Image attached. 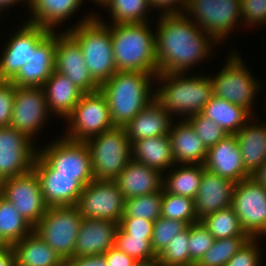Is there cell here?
Wrapping results in <instances>:
<instances>
[{
    "instance_id": "6f0895ef",
    "label": "cell",
    "mask_w": 266,
    "mask_h": 266,
    "mask_svg": "<svg viewBox=\"0 0 266 266\" xmlns=\"http://www.w3.org/2000/svg\"><path fill=\"white\" fill-rule=\"evenodd\" d=\"M9 245L3 240V238L0 236V250H3L7 248Z\"/></svg>"
},
{
    "instance_id": "83f0119b",
    "label": "cell",
    "mask_w": 266,
    "mask_h": 266,
    "mask_svg": "<svg viewBox=\"0 0 266 266\" xmlns=\"http://www.w3.org/2000/svg\"><path fill=\"white\" fill-rule=\"evenodd\" d=\"M257 119L259 118L255 116L251 117L249 120L250 122L248 121L235 134L240 147L243 165L250 175H252L266 159V123L259 124V120Z\"/></svg>"
},
{
    "instance_id": "7a4b0ae2",
    "label": "cell",
    "mask_w": 266,
    "mask_h": 266,
    "mask_svg": "<svg viewBox=\"0 0 266 266\" xmlns=\"http://www.w3.org/2000/svg\"><path fill=\"white\" fill-rule=\"evenodd\" d=\"M154 81L160 84L158 87L154 84L155 101L167 113L182 120L201 113L213 96L212 82L207 74L158 73Z\"/></svg>"
},
{
    "instance_id": "30bf717a",
    "label": "cell",
    "mask_w": 266,
    "mask_h": 266,
    "mask_svg": "<svg viewBox=\"0 0 266 266\" xmlns=\"http://www.w3.org/2000/svg\"><path fill=\"white\" fill-rule=\"evenodd\" d=\"M59 137L41 150L37 148V154L53 169V175L76 176L85 187L94 180L89 148L85 142Z\"/></svg>"
},
{
    "instance_id": "9c48e42d",
    "label": "cell",
    "mask_w": 266,
    "mask_h": 266,
    "mask_svg": "<svg viewBox=\"0 0 266 266\" xmlns=\"http://www.w3.org/2000/svg\"><path fill=\"white\" fill-rule=\"evenodd\" d=\"M83 217L76 206H53L33 227V231L63 260L73 257Z\"/></svg>"
},
{
    "instance_id": "ac0fdd59",
    "label": "cell",
    "mask_w": 266,
    "mask_h": 266,
    "mask_svg": "<svg viewBox=\"0 0 266 266\" xmlns=\"http://www.w3.org/2000/svg\"><path fill=\"white\" fill-rule=\"evenodd\" d=\"M60 32L56 33L54 71L67 76L83 93L99 91L100 85L86 67L80 46L66 31Z\"/></svg>"
},
{
    "instance_id": "f5cc1de1",
    "label": "cell",
    "mask_w": 266,
    "mask_h": 266,
    "mask_svg": "<svg viewBox=\"0 0 266 266\" xmlns=\"http://www.w3.org/2000/svg\"><path fill=\"white\" fill-rule=\"evenodd\" d=\"M0 266H16L15 253L12 246L0 250Z\"/></svg>"
},
{
    "instance_id": "d4e9b609",
    "label": "cell",
    "mask_w": 266,
    "mask_h": 266,
    "mask_svg": "<svg viewBox=\"0 0 266 266\" xmlns=\"http://www.w3.org/2000/svg\"><path fill=\"white\" fill-rule=\"evenodd\" d=\"M42 88L49 113L52 116L56 114L57 117L59 116L65 120L73 112L74 107L84 94L67 76L57 71H53Z\"/></svg>"
},
{
    "instance_id": "681fc988",
    "label": "cell",
    "mask_w": 266,
    "mask_h": 266,
    "mask_svg": "<svg viewBox=\"0 0 266 266\" xmlns=\"http://www.w3.org/2000/svg\"><path fill=\"white\" fill-rule=\"evenodd\" d=\"M150 8L158 10L160 15L182 14L186 8V0H148ZM155 8V9H154Z\"/></svg>"
},
{
    "instance_id": "603a6c76",
    "label": "cell",
    "mask_w": 266,
    "mask_h": 266,
    "mask_svg": "<svg viewBox=\"0 0 266 266\" xmlns=\"http://www.w3.org/2000/svg\"><path fill=\"white\" fill-rule=\"evenodd\" d=\"M235 184L205 169L195 198L197 219L231 206Z\"/></svg>"
},
{
    "instance_id": "e575fe53",
    "label": "cell",
    "mask_w": 266,
    "mask_h": 266,
    "mask_svg": "<svg viewBox=\"0 0 266 266\" xmlns=\"http://www.w3.org/2000/svg\"><path fill=\"white\" fill-rule=\"evenodd\" d=\"M108 8L112 21L111 24H130L150 22L148 0H108L103 6Z\"/></svg>"
},
{
    "instance_id": "b9f144b4",
    "label": "cell",
    "mask_w": 266,
    "mask_h": 266,
    "mask_svg": "<svg viewBox=\"0 0 266 266\" xmlns=\"http://www.w3.org/2000/svg\"><path fill=\"white\" fill-rule=\"evenodd\" d=\"M189 225L182 220H172L160 216L153 225L151 240L152 250L158 255L173 237L185 230Z\"/></svg>"
},
{
    "instance_id": "52a82bcc",
    "label": "cell",
    "mask_w": 266,
    "mask_h": 266,
    "mask_svg": "<svg viewBox=\"0 0 266 266\" xmlns=\"http://www.w3.org/2000/svg\"><path fill=\"white\" fill-rule=\"evenodd\" d=\"M236 51L230 52V56L221 70L211 76L213 95L223 98L233 104L247 109L253 116V102L257 98V92L261 90V83L251 75L249 68L245 66L244 60Z\"/></svg>"
},
{
    "instance_id": "277c9868",
    "label": "cell",
    "mask_w": 266,
    "mask_h": 266,
    "mask_svg": "<svg viewBox=\"0 0 266 266\" xmlns=\"http://www.w3.org/2000/svg\"><path fill=\"white\" fill-rule=\"evenodd\" d=\"M150 26L149 22L111 25L117 71L158 74L155 33Z\"/></svg>"
},
{
    "instance_id": "db71d44e",
    "label": "cell",
    "mask_w": 266,
    "mask_h": 266,
    "mask_svg": "<svg viewBox=\"0 0 266 266\" xmlns=\"http://www.w3.org/2000/svg\"><path fill=\"white\" fill-rule=\"evenodd\" d=\"M251 178L266 189V159L262 165L251 175Z\"/></svg>"
},
{
    "instance_id": "bcb514c9",
    "label": "cell",
    "mask_w": 266,
    "mask_h": 266,
    "mask_svg": "<svg viewBox=\"0 0 266 266\" xmlns=\"http://www.w3.org/2000/svg\"><path fill=\"white\" fill-rule=\"evenodd\" d=\"M259 238H250L225 266H261ZM258 243V244H257Z\"/></svg>"
},
{
    "instance_id": "816d5d0a",
    "label": "cell",
    "mask_w": 266,
    "mask_h": 266,
    "mask_svg": "<svg viewBox=\"0 0 266 266\" xmlns=\"http://www.w3.org/2000/svg\"><path fill=\"white\" fill-rule=\"evenodd\" d=\"M63 266H108L103 255L72 257L64 260Z\"/></svg>"
},
{
    "instance_id": "7dc6e473",
    "label": "cell",
    "mask_w": 266,
    "mask_h": 266,
    "mask_svg": "<svg viewBox=\"0 0 266 266\" xmlns=\"http://www.w3.org/2000/svg\"><path fill=\"white\" fill-rule=\"evenodd\" d=\"M16 86L10 80H0V128L9 127Z\"/></svg>"
},
{
    "instance_id": "484cf974",
    "label": "cell",
    "mask_w": 266,
    "mask_h": 266,
    "mask_svg": "<svg viewBox=\"0 0 266 266\" xmlns=\"http://www.w3.org/2000/svg\"><path fill=\"white\" fill-rule=\"evenodd\" d=\"M174 117L155 100L141 110L124 128L130 143L140 139L168 135Z\"/></svg>"
},
{
    "instance_id": "f6af8a7d",
    "label": "cell",
    "mask_w": 266,
    "mask_h": 266,
    "mask_svg": "<svg viewBox=\"0 0 266 266\" xmlns=\"http://www.w3.org/2000/svg\"><path fill=\"white\" fill-rule=\"evenodd\" d=\"M240 2L244 27L245 25L248 28L250 26L266 25V0H241Z\"/></svg>"
},
{
    "instance_id": "5bb4252c",
    "label": "cell",
    "mask_w": 266,
    "mask_h": 266,
    "mask_svg": "<svg viewBox=\"0 0 266 266\" xmlns=\"http://www.w3.org/2000/svg\"><path fill=\"white\" fill-rule=\"evenodd\" d=\"M0 195L11 202L19 214L33 227L49 208L33 170L1 181Z\"/></svg>"
},
{
    "instance_id": "cb8c5ba5",
    "label": "cell",
    "mask_w": 266,
    "mask_h": 266,
    "mask_svg": "<svg viewBox=\"0 0 266 266\" xmlns=\"http://www.w3.org/2000/svg\"><path fill=\"white\" fill-rule=\"evenodd\" d=\"M114 181L126 200L162 191L164 174L131 159Z\"/></svg>"
},
{
    "instance_id": "d590c367",
    "label": "cell",
    "mask_w": 266,
    "mask_h": 266,
    "mask_svg": "<svg viewBox=\"0 0 266 266\" xmlns=\"http://www.w3.org/2000/svg\"><path fill=\"white\" fill-rule=\"evenodd\" d=\"M215 239L248 236L231 206L204 216L199 220Z\"/></svg>"
},
{
    "instance_id": "ba28073f",
    "label": "cell",
    "mask_w": 266,
    "mask_h": 266,
    "mask_svg": "<svg viewBox=\"0 0 266 266\" xmlns=\"http://www.w3.org/2000/svg\"><path fill=\"white\" fill-rule=\"evenodd\" d=\"M240 1L186 0L184 14L222 44L231 31L235 30V26L242 22Z\"/></svg>"
},
{
    "instance_id": "d6a6232c",
    "label": "cell",
    "mask_w": 266,
    "mask_h": 266,
    "mask_svg": "<svg viewBox=\"0 0 266 266\" xmlns=\"http://www.w3.org/2000/svg\"><path fill=\"white\" fill-rule=\"evenodd\" d=\"M172 168L164 174L163 188L168 193L195 199L205 170L204 164H175Z\"/></svg>"
},
{
    "instance_id": "f546056e",
    "label": "cell",
    "mask_w": 266,
    "mask_h": 266,
    "mask_svg": "<svg viewBox=\"0 0 266 266\" xmlns=\"http://www.w3.org/2000/svg\"><path fill=\"white\" fill-rule=\"evenodd\" d=\"M84 3L82 0H29L28 10L31 12L26 22L56 31Z\"/></svg>"
},
{
    "instance_id": "2e32d148",
    "label": "cell",
    "mask_w": 266,
    "mask_h": 266,
    "mask_svg": "<svg viewBox=\"0 0 266 266\" xmlns=\"http://www.w3.org/2000/svg\"><path fill=\"white\" fill-rule=\"evenodd\" d=\"M35 147V142L16 129L0 128V182L30 172L37 154Z\"/></svg>"
},
{
    "instance_id": "4dcf8cb0",
    "label": "cell",
    "mask_w": 266,
    "mask_h": 266,
    "mask_svg": "<svg viewBox=\"0 0 266 266\" xmlns=\"http://www.w3.org/2000/svg\"><path fill=\"white\" fill-rule=\"evenodd\" d=\"M16 266H63L61 256L35 232L14 243Z\"/></svg>"
},
{
    "instance_id": "5b68a950",
    "label": "cell",
    "mask_w": 266,
    "mask_h": 266,
    "mask_svg": "<svg viewBox=\"0 0 266 266\" xmlns=\"http://www.w3.org/2000/svg\"><path fill=\"white\" fill-rule=\"evenodd\" d=\"M87 15L88 13L78 24L66 29V32L80 46L86 67L92 78L101 85L117 72L111 41V25H107L95 12Z\"/></svg>"
},
{
    "instance_id": "c3c4849f",
    "label": "cell",
    "mask_w": 266,
    "mask_h": 266,
    "mask_svg": "<svg viewBox=\"0 0 266 266\" xmlns=\"http://www.w3.org/2000/svg\"><path fill=\"white\" fill-rule=\"evenodd\" d=\"M154 222L135 217H122L119 227L128 235L138 237H152Z\"/></svg>"
},
{
    "instance_id": "4fadbf2b",
    "label": "cell",
    "mask_w": 266,
    "mask_h": 266,
    "mask_svg": "<svg viewBox=\"0 0 266 266\" xmlns=\"http://www.w3.org/2000/svg\"><path fill=\"white\" fill-rule=\"evenodd\" d=\"M232 209L250 238L266 236V189L251 177L235 184Z\"/></svg>"
},
{
    "instance_id": "f907efd6",
    "label": "cell",
    "mask_w": 266,
    "mask_h": 266,
    "mask_svg": "<svg viewBox=\"0 0 266 266\" xmlns=\"http://www.w3.org/2000/svg\"><path fill=\"white\" fill-rule=\"evenodd\" d=\"M103 256L108 266H133L137 262L115 246L107 250Z\"/></svg>"
},
{
    "instance_id": "44dd1931",
    "label": "cell",
    "mask_w": 266,
    "mask_h": 266,
    "mask_svg": "<svg viewBox=\"0 0 266 266\" xmlns=\"http://www.w3.org/2000/svg\"><path fill=\"white\" fill-rule=\"evenodd\" d=\"M205 169L234 183L251 177L246 171L235 134H229L207 150Z\"/></svg>"
},
{
    "instance_id": "1f68e13d",
    "label": "cell",
    "mask_w": 266,
    "mask_h": 266,
    "mask_svg": "<svg viewBox=\"0 0 266 266\" xmlns=\"http://www.w3.org/2000/svg\"><path fill=\"white\" fill-rule=\"evenodd\" d=\"M201 114L217 123L228 134H236L253 117L244 107L214 95Z\"/></svg>"
},
{
    "instance_id": "4316f807",
    "label": "cell",
    "mask_w": 266,
    "mask_h": 266,
    "mask_svg": "<svg viewBox=\"0 0 266 266\" xmlns=\"http://www.w3.org/2000/svg\"><path fill=\"white\" fill-rule=\"evenodd\" d=\"M168 135L175 164H204L208 149L185 119L173 122Z\"/></svg>"
},
{
    "instance_id": "ee69618b",
    "label": "cell",
    "mask_w": 266,
    "mask_h": 266,
    "mask_svg": "<svg viewBox=\"0 0 266 266\" xmlns=\"http://www.w3.org/2000/svg\"><path fill=\"white\" fill-rule=\"evenodd\" d=\"M215 238L199 221L189 225L190 260L196 265L204 254L212 247Z\"/></svg>"
},
{
    "instance_id": "8d00e7d4",
    "label": "cell",
    "mask_w": 266,
    "mask_h": 266,
    "mask_svg": "<svg viewBox=\"0 0 266 266\" xmlns=\"http://www.w3.org/2000/svg\"><path fill=\"white\" fill-rule=\"evenodd\" d=\"M249 239V236L215 239L212 247L195 266H225Z\"/></svg>"
},
{
    "instance_id": "9a60e30c",
    "label": "cell",
    "mask_w": 266,
    "mask_h": 266,
    "mask_svg": "<svg viewBox=\"0 0 266 266\" xmlns=\"http://www.w3.org/2000/svg\"><path fill=\"white\" fill-rule=\"evenodd\" d=\"M51 116L42 87L16 86L10 127L25 134L33 142ZM35 138V139H34Z\"/></svg>"
},
{
    "instance_id": "3957f363",
    "label": "cell",
    "mask_w": 266,
    "mask_h": 266,
    "mask_svg": "<svg viewBox=\"0 0 266 266\" xmlns=\"http://www.w3.org/2000/svg\"><path fill=\"white\" fill-rule=\"evenodd\" d=\"M155 76L146 72L117 71L100 85L114 127H125L141 110L155 100Z\"/></svg>"
},
{
    "instance_id": "ffe728a7",
    "label": "cell",
    "mask_w": 266,
    "mask_h": 266,
    "mask_svg": "<svg viewBox=\"0 0 266 266\" xmlns=\"http://www.w3.org/2000/svg\"><path fill=\"white\" fill-rule=\"evenodd\" d=\"M56 32L51 31L33 50L29 61L10 80L18 87H42L54 71Z\"/></svg>"
},
{
    "instance_id": "836d02e7",
    "label": "cell",
    "mask_w": 266,
    "mask_h": 266,
    "mask_svg": "<svg viewBox=\"0 0 266 266\" xmlns=\"http://www.w3.org/2000/svg\"><path fill=\"white\" fill-rule=\"evenodd\" d=\"M32 232L33 226L0 195V236L3 240L12 246Z\"/></svg>"
},
{
    "instance_id": "f35d334b",
    "label": "cell",
    "mask_w": 266,
    "mask_h": 266,
    "mask_svg": "<svg viewBox=\"0 0 266 266\" xmlns=\"http://www.w3.org/2000/svg\"><path fill=\"white\" fill-rule=\"evenodd\" d=\"M162 191L125 200L122 217H135L155 222L161 216Z\"/></svg>"
},
{
    "instance_id": "74e56055",
    "label": "cell",
    "mask_w": 266,
    "mask_h": 266,
    "mask_svg": "<svg viewBox=\"0 0 266 266\" xmlns=\"http://www.w3.org/2000/svg\"><path fill=\"white\" fill-rule=\"evenodd\" d=\"M161 216L172 220H182L188 225L197 223L195 199L168 193L162 190Z\"/></svg>"
},
{
    "instance_id": "9f6ffc18",
    "label": "cell",
    "mask_w": 266,
    "mask_h": 266,
    "mask_svg": "<svg viewBox=\"0 0 266 266\" xmlns=\"http://www.w3.org/2000/svg\"><path fill=\"white\" fill-rule=\"evenodd\" d=\"M133 266H161L157 259L137 261Z\"/></svg>"
},
{
    "instance_id": "6da1fadb",
    "label": "cell",
    "mask_w": 266,
    "mask_h": 266,
    "mask_svg": "<svg viewBox=\"0 0 266 266\" xmlns=\"http://www.w3.org/2000/svg\"><path fill=\"white\" fill-rule=\"evenodd\" d=\"M158 22L154 32L158 73H187L212 57L218 42L184 13L160 15Z\"/></svg>"
},
{
    "instance_id": "11a10c76",
    "label": "cell",
    "mask_w": 266,
    "mask_h": 266,
    "mask_svg": "<svg viewBox=\"0 0 266 266\" xmlns=\"http://www.w3.org/2000/svg\"><path fill=\"white\" fill-rule=\"evenodd\" d=\"M26 3V5H29V0H0V15L3 12V10L10 8L11 6L18 4V2Z\"/></svg>"
},
{
    "instance_id": "680465c9",
    "label": "cell",
    "mask_w": 266,
    "mask_h": 266,
    "mask_svg": "<svg viewBox=\"0 0 266 266\" xmlns=\"http://www.w3.org/2000/svg\"><path fill=\"white\" fill-rule=\"evenodd\" d=\"M91 1L95 2V4H98L99 6L101 5L103 7L108 0H91Z\"/></svg>"
},
{
    "instance_id": "8fae6325",
    "label": "cell",
    "mask_w": 266,
    "mask_h": 266,
    "mask_svg": "<svg viewBox=\"0 0 266 266\" xmlns=\"http://www.w3.org/2000/svg\"><path fill=\"white\" fill-rule=\"evenodd\" d=\"M66 120L69 126L63 136L73 141L85 142L114 128L107 100L100 90L84 93Z\"/></svg>"
},
{
    "instance_id": "7c38bea8",
    "label": "cell",
    "mask_w": 266,
    "mask_h": 266,
    "mask_svg": "<svg viewBox=\"0 0 266 266\" xmlns=\"http://www.w3.org/2000/svg\"><path fill=\"white\" fill-rule=\"evenodd\" d=\"M85 219L120 222L125 199L115 181L93 180L82 190L75 205Z\"/></svg>"
},
{
    "instance_id": "d6986e66",
    "label": "cell",
    "mask_w": 266,
    "mask_h": 266,
    "mask_svg": "<svg viewBox=\"0 0 266 266\" xmlns=\"http://www.w3.org/2000/svg\"><path fill=\"white\" fill-rule=\"evenodd\" d=\"M32 170L39 180L42 195L49 207L76 205L84 189L76 176L53 175V169L38 154Z\"/></svg>"
},
{
    "instance_id": "7bdbcfd3",
    "label": "cell",
    "mask_w": 266,
    "mask_h": 266,
    "mask_svg": "<svg viewBox=\"0 0 266 266\" xmlns=\"http://www.w3.org/2000/svg\"><path fill=\"white\" fill-rule=\"evenodd\" d=\"M200 137L204 146L209 149L220 140L229 135L225 130L211 119L201 113L191 115L185 119Z\"/></svg>"
},
{
    "instance_id": "f1b7e54d",
    "label": "cell",
    "mask_w": 266,
    "mask_h": 266,
    "mask_svg": "<svg viewBox=\"0 0 266 266\" xmlns=\"http://www.w3.org/2000/svg\"><path fill=\"white\" fill-rule=\"evenodd\" d=\"M131 159L165 174L175 166L169 135L140 139L131 143Z\"/></svg>"
},
{
    "instance_id": "60d3db41",
    "label": "cell",
    "mask_w": 266,
    "mask_h": 266,
    "mask_svg": "<svg viewBox=\"0 0 266 266\" xmlns=\"http://www.w3.org/2000/svg\"><path fill=\"white\" fill-rule=\"evenodd\" d=\"M152 237H138L126 234L120 227L117 229L114 246L136 261L157 259L152 250Z\"/></svg>"
},
{
    "instance_id": "ab89813d",
    "label": "cell",
    "mask_w": 266,
    "mask_h": 266,
    "mask_svg": "<svg viewBox=\"0 0 266 266\" xmlns=\"http://www.w3.org/2000/svg\"><path fill=\"white\" fill-rule=\"evenodd\" d=\"M189 226L176 234L170 243L157 255L161 266H195L189 254Z\"/></svg>"
},
{
    "instance_id": "7402d4cb",
    "label": "cell",
    "mask_w": 266,
    "mask_h": 266,
    "mask_svg": "<svg viewBox=\"0 0 266 266\" xmlns=\"http://www.w3.org/2000/svg\"><path fill=\"white\" fill-rule=\"evenodd\" d=\"M119 223L105 219L81 221L73 257L103 255L114 247Z\"/></svg>"
},
{
    "instance_id": "e0dca14e",
    "label": "cell",
    "mask_w": 266,
    "mask_h": 266,
    "mask_svg": "<svg viewBox=\"0 0 266 266\" xmlns=\"http://www.w3.org/2000/svg\"><path fill=\"white\" fill-rule=\"evenodd\" d=\"M17 30L10 36L4 46L5 49L2 50L0 80H11L29 61L32 50L51 32L47 28L28 22Z\"/></svg>"
},
{
    "instance_id": "8992f818",
    "label": "cell",
    "mask_w": 266,
    "mask_h": 266,
    "mask_svg": "<svg viewBox=\"0 0 266 266\" xmlns=\"http://www.w3.org/2000/svg\"><path fill=\"white\" fill-rule=\"evenodd\" d=\"M94 180L114 181L131 160V143L124 127H114L85 141Z\"/></svg>"
}]
</instances>
